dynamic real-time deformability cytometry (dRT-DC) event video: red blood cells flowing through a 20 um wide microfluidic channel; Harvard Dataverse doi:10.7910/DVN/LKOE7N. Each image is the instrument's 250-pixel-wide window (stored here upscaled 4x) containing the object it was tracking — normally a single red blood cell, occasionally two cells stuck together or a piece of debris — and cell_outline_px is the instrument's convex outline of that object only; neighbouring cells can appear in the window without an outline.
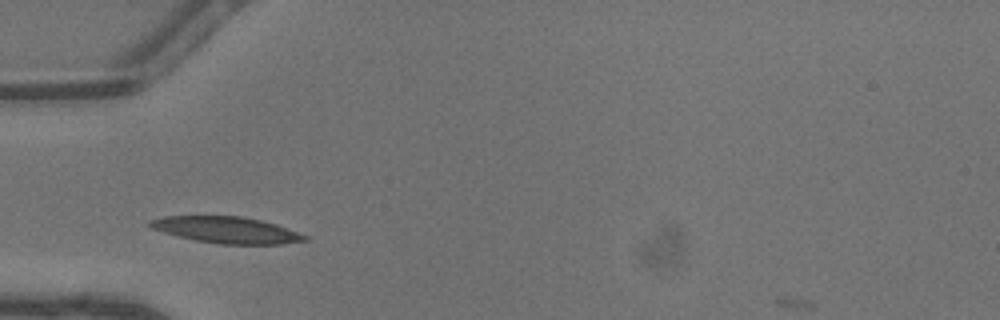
{"species": "common noctule bat (a hibernating species)", "species_latin": "Nyctalus noctula", "temperature_condition": "warm", "stored_images_in_passage": 28, "camera_frame_rate_fps": 3000, "um_per_image_px": 0.085, "animal": {"sex": "male", "body_mass_g": 13.3}, "frame": {"image": 1, "passage_image": 1, "time_ms": 0.0, "image_size_px": [1000, 320], "cell_outline_px": [[308, 240], [284, 244], [220, 244], [196, 240], [176, 236], [152, 228], [148, 224], [152, 220], [164, 216], [244, 216], [276, 224], [308, 236]], "centroid_in_image_um": [19.29, 19.55], "position_along_channel_um": 65.7, "area_um2": 23.7}}
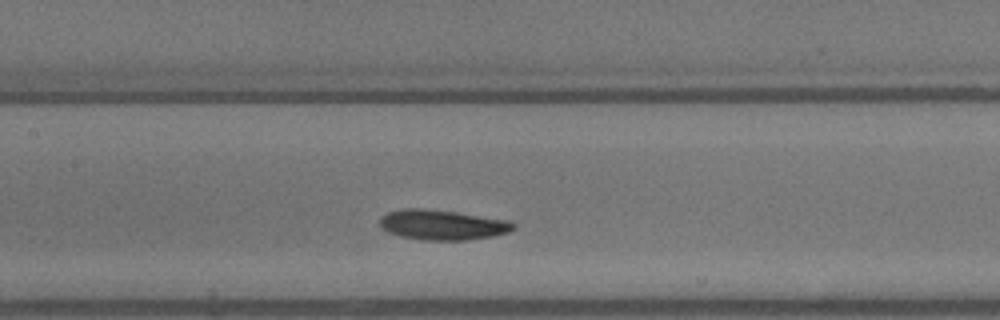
{"frame": {"image": 2, "passage_image": 8, "time_ms": 2.333, "image_size_px": [1000, 320], "cell_outline_px": [[516, 228], [508, 232], [492, 236], [468, 240], [424, 240], [400, 236], [388, 232], [380, 228], [380, 216], [388, 212], [404, 208], [424, 208], [456, 212], [508, 220], [516, 224]], "centroid_in_image_um": [37.58, 19.11], "position_along_channel_um": 169.8, "area_um2": 23.52}}
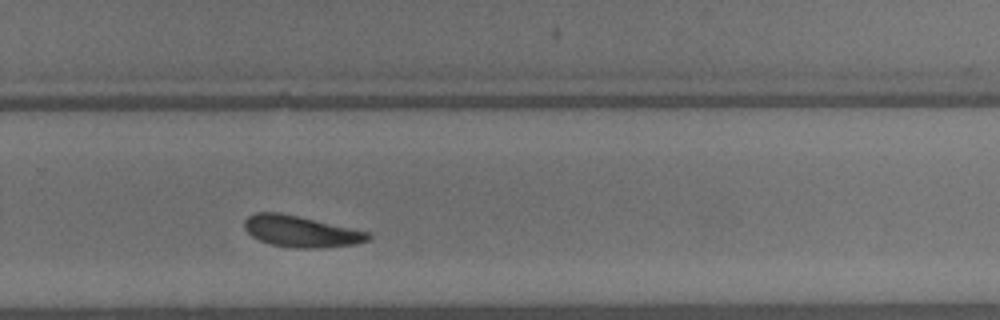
{"frame": {"image": 3, "passage_image": 17, "time_ms": 5.333, "image_size_px": [1000, 320], "cell_outline_px": [[372, 236], [368, 240], [356, 244], [320, 248], [292, 248], [272, 244], [260, 240], [252, 236], [244, 228], [244, 220], [248, 216], [256, 212], [280, 212], [300, 216], [368, 232]], "centroid_in_image_um": [25.56, 19.66], "position_along_channel_um": 304.2, "area_um2": 22.54}, "authors_computed_cell_mechanics": {"area_um2": 22.5709, "velocity_mm_per_s": 4.5005, "shape_relaxation_time_tau1_ms": 2.1793, "shape_relaxation_time_tau2_ms": null, "deformation_change_tau1": 0.0832, "deformation_change_tau2": null}}